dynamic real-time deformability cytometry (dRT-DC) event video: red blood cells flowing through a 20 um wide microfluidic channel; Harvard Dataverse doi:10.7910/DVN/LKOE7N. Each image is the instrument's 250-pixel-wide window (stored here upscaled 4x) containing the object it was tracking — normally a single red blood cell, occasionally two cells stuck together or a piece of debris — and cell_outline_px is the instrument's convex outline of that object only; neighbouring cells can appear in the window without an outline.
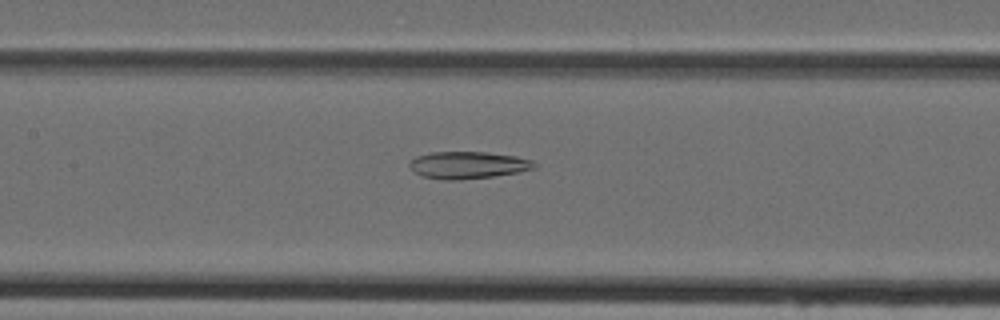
{"species": "Egyptian fruit bat (a non-hibernating species)", "species_latin": "Rousettus aegyptiacus", "temperature_condition": "cold", "stored_images_in_passage": 34, "camera_frame_rate_fps": 3000, "um_per_image_px": 0.085, "animal": {"sex": "female"}, "frame": {"image": 1, "passage_image": 9, "time_ms": 2.667, "image_size_px": [1000, 320], "cell_outline_px": [[536, 168], [516, 172], [492, 176], [460, 180], [444, 180], [420, 176], [408, 164], [416, 156], [432, 152], [488, 152], [516, 156], [532, 160], [536, 164]], "centroid_in_image_um": [39.77, 14.03], "position_along_channel_um": 167.6, "area_um2": 19.65}}
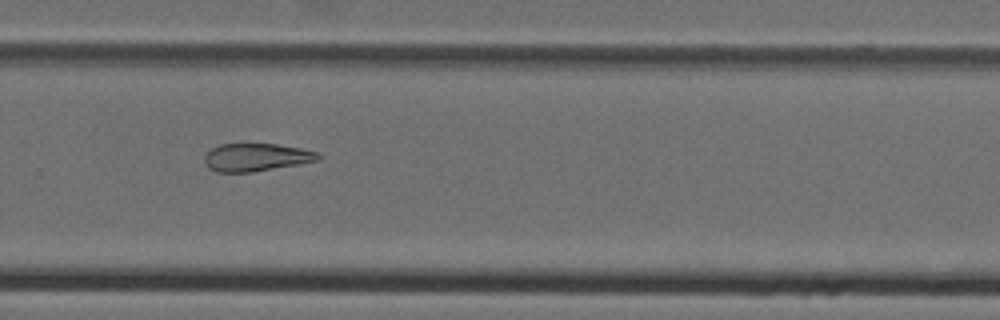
{"frame": {"image": 2, "passage_image": 19, "time_ms": 6.0, "image_size_px": [1000, 320], "cell_outline_px": [[320, 160], [300, 164], [252, 172], [216, 172], [208, 168], [204, 164], [204, 156], [212, 148], [220, 144], [276, 144], [300, 148], [320, 152]], "centroid_in_image_um": [21.78, 13.37], "position_along_channel_um": 308.0, "area_um2": 18.55}}
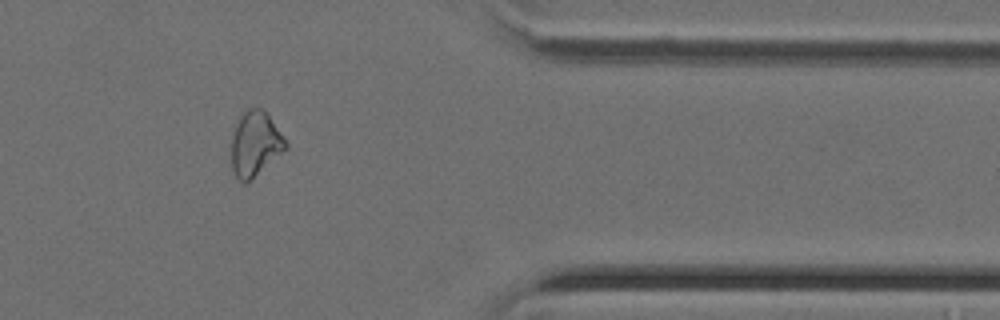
{"frame": {"image": 3, "passage_image": 26, "time_ms": 8.333, "image_size_px": [1000, 320], "cell_outline_px": [[288, 148], [244, 184], [236, 176], [232, 168], [232, 136], [240, 112], [248, 108], [260, 108], [268, 116], [288, 144]], "centroid_in_image_um": [21.67, 12.21], "position_along_channel_um": 389.7, "area_um2": 20.0}}